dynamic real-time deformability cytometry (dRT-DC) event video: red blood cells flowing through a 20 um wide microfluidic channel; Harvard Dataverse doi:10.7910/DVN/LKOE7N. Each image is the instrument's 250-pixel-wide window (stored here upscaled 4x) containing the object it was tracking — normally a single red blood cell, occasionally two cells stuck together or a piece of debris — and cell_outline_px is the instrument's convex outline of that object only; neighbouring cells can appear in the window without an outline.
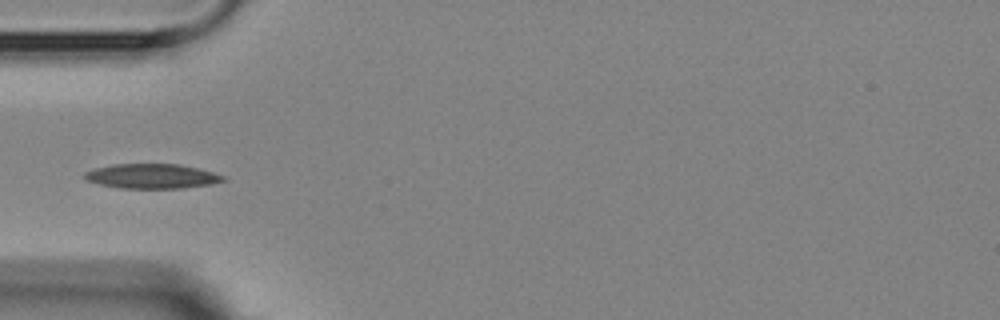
{"species": "Egyptian fruit bat (a non-hibernating species)", "species_latin": "Rousettus aegyptiacus", "temperature_condition": "room temperature", "stored_images_in_passage": 1, "camera_frame_rate_fps": 3000, "um_per_image_px": 0.085, "animal": {"sex": "female"}, "frame": {"image": 1, "passage_image": 1, "time_ms": 0.0, "image_size_px": [1000, 320], "cell_outline_px": [[224, 180], [212, 184], [184, 188], [120, 188], [100, 184], [88, 180], [84, 176], [84, 172], [96, 168], [112, 164], [176, 164], [196, 168], [212, 172], [224, 176]], "centroid_in_image_um": [12.9, 14.98], "position_along_channel_um": 72.1, "area_um2": 19.65}}